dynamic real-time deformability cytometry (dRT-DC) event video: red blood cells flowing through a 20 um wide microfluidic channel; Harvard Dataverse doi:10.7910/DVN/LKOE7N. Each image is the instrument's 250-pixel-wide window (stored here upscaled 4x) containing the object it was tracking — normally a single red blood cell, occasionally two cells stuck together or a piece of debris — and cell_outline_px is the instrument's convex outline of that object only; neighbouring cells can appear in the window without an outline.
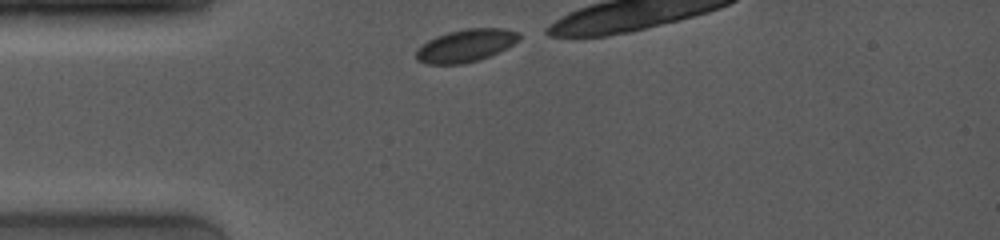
{"species": "common noctule bat (a hibernating species)", "species_latin": "Nyctalus noctula", "temperature_condition": "room temperature", "stored_images_in_passage": 12, "camera_frame_rate_fps": 4000, "um_per_image_px": 0.085, "animal": {"sex": "female", "body_mass_g": 19.0, "forearm_length_mm": 53.3}, "frame": {"image": 1, "passage_image": 1, "time_ms": 0.0, "image_size_px": [1000, 240], "cell_outline_px": [[520, 40], [500, 52], [480, 60], [464, 64], [424, 64], [416, 60], [416, 52], [428, 40], [436, 36], [448, 32], [468, 28], [504, 28], [520, 32]], "centroid_in_image_um": [39.63, 3.88], "position_along_channel_um": 45.4, "area_um2": 19.77}}
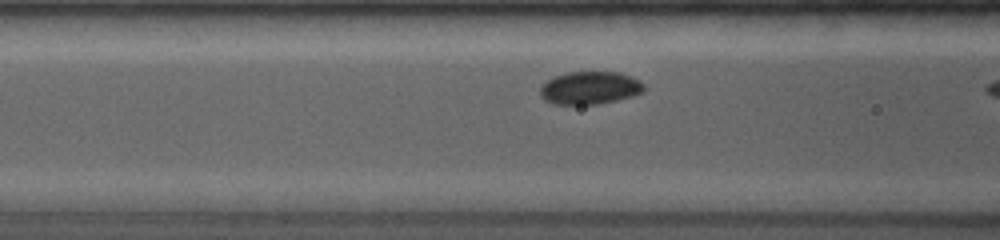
{"frame": {"image": 2, "passage_image": 10, "time_ms": 2.25, "image_size_px": [1000, 240], "cell_outline_px": [[644, 92], [632, 96], [600, 104], [552, 104], [544, 100], [540, 96], [540, 88], [548, 80], [556, 76], [568, 72], [620, 72], [632, 76], [640, 80], [644, 84]], "centroid_in_image_um": [50.16, 7.47], "position_along_channel_um": 116.4, "area_um2": 19.94}}